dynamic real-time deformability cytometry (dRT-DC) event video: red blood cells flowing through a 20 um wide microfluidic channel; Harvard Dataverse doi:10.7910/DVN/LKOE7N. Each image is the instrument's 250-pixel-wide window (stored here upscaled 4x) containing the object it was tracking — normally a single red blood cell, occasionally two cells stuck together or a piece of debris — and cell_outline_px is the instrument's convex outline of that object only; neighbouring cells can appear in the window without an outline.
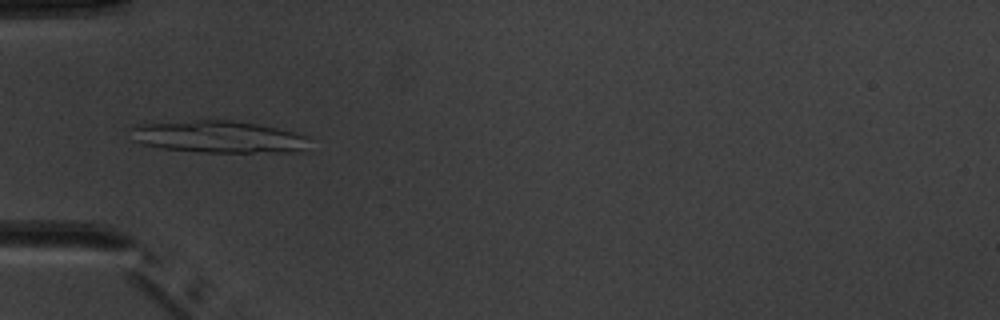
{"species": "common noctule bat (a hibernating species)", "species_latin": "Nyctalus noctula", "temperature_condition": "warm", "stored_images_in_passage": 6, "camera_frame_rate_fps": 3000, "um_per_image_px": 0.085, "animal": {"sex": "male", "body_mass_g": 20.1, "forearm_length_mm": 53.5}, "frame": {"image": 1, "passage_image": 4, "time_ms": 4.333, "image_size_px": [1000, 320], "cell_outline_px": [[308, 136], [304, 148], [300, 152], [196, 152], [164, 148], [144, 144], [132, 140], [128, 128], [144, 124], [196, 120], [232, 120], [256, 124], [276, 128]], "centroid_in_image_um": [18.53, 11.63], "position_along_channel_um": 66.5, "area_um2": 33.12}}
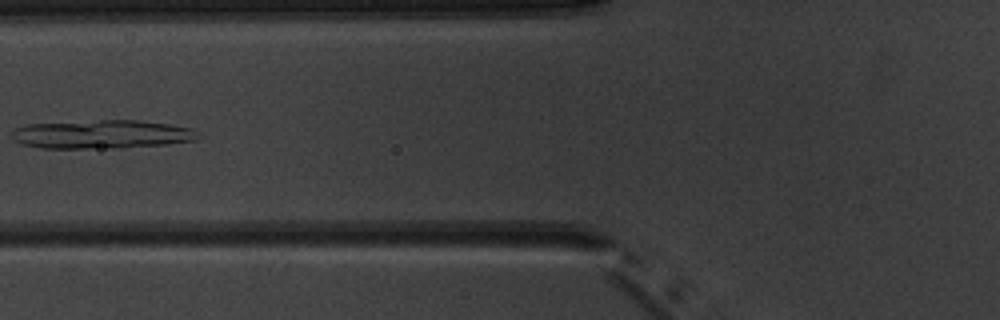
{"frame": {"image": 2, "passage_image": 5, "time_ms": 5.667, "image_size_px": [1000, 320], "cell_outline_px": [[200, 136], [196, 140], [164, 144], [120, 148], [40, 148], [20, 144], [12, 140], [12, 132], [16, 128], [28, 124], [100, 120], [140, 120], [168, 124], [192, 128], [200, 132]], "centroid_in_image_um": [8.66, 11.42], "position_along_channel_um": 117.1, "area_um2": 31.21}}